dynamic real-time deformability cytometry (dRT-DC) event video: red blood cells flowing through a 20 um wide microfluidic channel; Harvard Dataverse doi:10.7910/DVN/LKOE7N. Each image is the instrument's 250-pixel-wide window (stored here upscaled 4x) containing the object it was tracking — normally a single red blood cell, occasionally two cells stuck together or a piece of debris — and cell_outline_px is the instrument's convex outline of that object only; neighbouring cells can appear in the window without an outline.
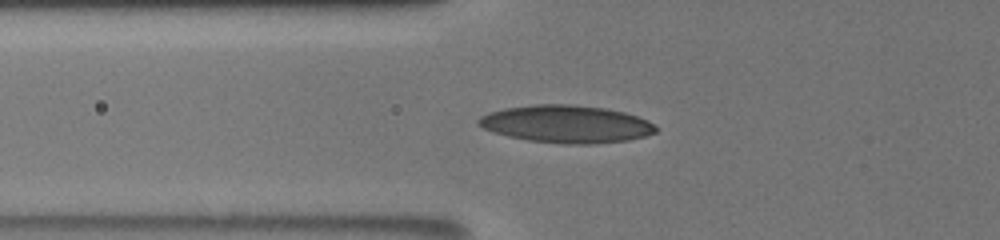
{"species": "human", "species_latin": "Homo sapiens", "temperature_condition": "room temperature", "stored_images_in_passage": 38, "camera_frame_rate_fps": 3000, "um_per_image_px": 0.085, "donor": {"sex": "male"}, "frame": {"image": 1, "passage_image": 6, "time_ms": 1.667, "image_size_px": [1000, 240], "cell_outline_px": [[656, 132], [644, 136], [628, 140], [592, 144], [564, 144], [528, 140], [508, 136], [492, 132], [476, 124], [476, 120], [480, 116], [488, 112], [504, 108], [536, 104], [572, 104], [604, 108], [624, 112], [648, 120], [656, 128]], "centroid_in_image_um": [48.09, 10.54], "position_along_channel_um": 77.7, "area_um2": 38.84}}
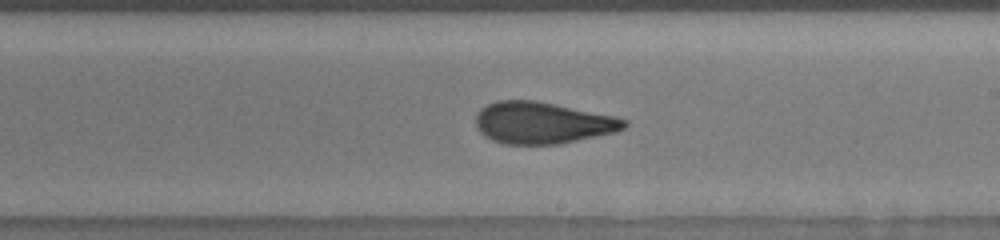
{"frame": {"image": 2, "passage_image": 19, "time_ms": 6.0, "image_size_px": [1000, 240], "cell_outline_px": [[628, 124], [624, 128], [616, 132], [560, 144], [504, 144], [492, 140], [484, 136], [476, 128], [476, 112], [480, 108], [496, 100], [536, 100], [616, 116], [628, 120]], "centroid_in_image_um": [46.1, 10.43], "position_along_channel_um": 242.9, "area_um2": 36.41}}
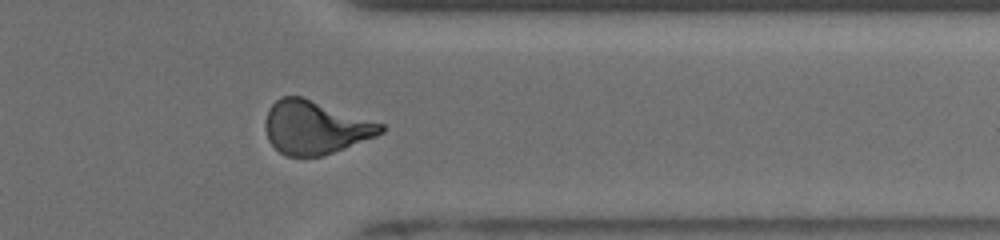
{"frame": {"image": 3, "passage_image": 30, "time_ms": 9.667, "image_size_px": [1000, 240], "cell_outline_px": [[384, 132], [376, 136], [344, 148], [320, 156], [284, 156], [268, 140], [264, 128], [264, 124], [268, 108], [280, 96], [300, 96], [384, 124]], "centroid_in_image_um": [26.75, 10.83], "position_along_channel_um": 384.6, "area_um2": 35.66}, "authors_computed_cell_mechanics": {"area_um2": 35.5759, "velocity_mm_per_s": 3.8813, "shape_relaxation_time_tau1_ms": 5.6424, "shape_relaxation_time_tau2_ms": 1.2224, "deformation_change_tau1": 0.1915, "deformation_change_tau2": 0.0767}}